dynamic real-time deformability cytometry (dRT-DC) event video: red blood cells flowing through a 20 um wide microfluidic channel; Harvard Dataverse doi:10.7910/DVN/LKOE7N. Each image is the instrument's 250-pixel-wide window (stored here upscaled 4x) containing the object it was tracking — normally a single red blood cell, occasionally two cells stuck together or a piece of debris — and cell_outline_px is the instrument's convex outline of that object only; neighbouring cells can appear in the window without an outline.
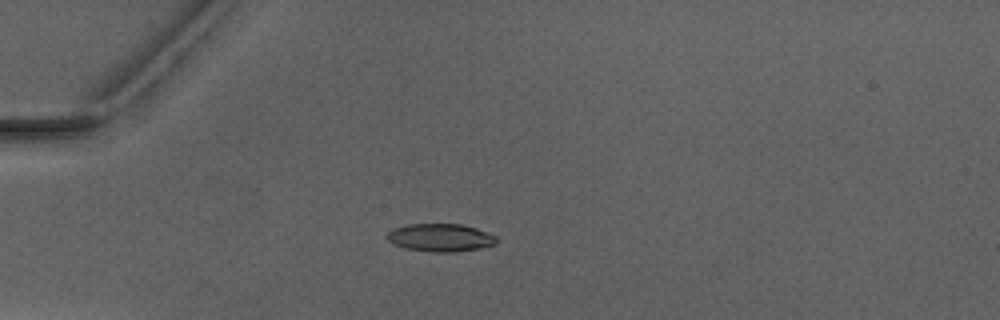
{"species": "Egyptian fruit bat (a non-hibernating species)", "species_latin": "Rousettus aegyptiacus", "temperature_condition": "warm", "stored_images_in_passage": 5, "camera_frame_rate_fps": 3000, "um_per_image_px": 0.085, "animal": {"sex": "male"}, "frame": {"image": 1, "passage_image": 2, "time_ms": 1.333, "image_size_px": [1000, 320], "cell_outline_px": [[500, 240], [496, 244], [480, 248], [452, 252], [436, 252], [408, 248], [392, 244], [384, 236], [392, 228], [408, 224], [460, 224], [476, 228], [496, 236]], "centroid_in_image_um": [37.43, 20.19], "position_along_channel_um": 47.6, "area_um2": 17.8}}
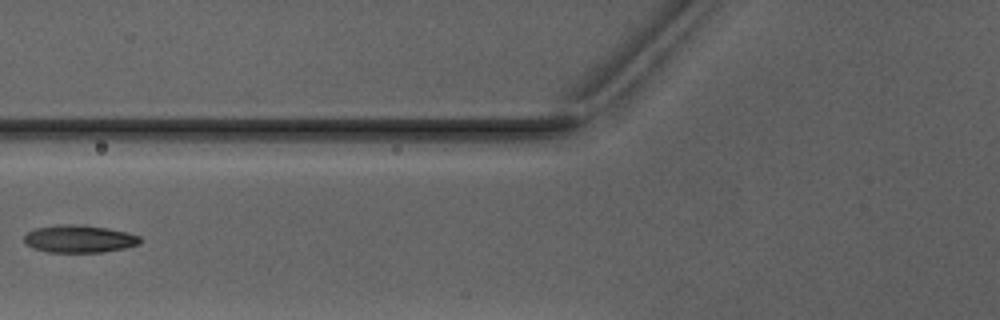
{"frame": {"image": 2, "passage_image": 4, "time_ms": 3.667, "image_size_px": [1000, 320], "cell_outline_px": [[140, 244], [124, 248], [100, 252], [48, 252], [24, 244], [24, 236], [28, 232], [36, 228], [60, 224], [80, 224], [108, 228], [128, 232], [140, 236]], "centroid_in_image_um": [6.74, 20.29], "position_along_channel_um": 119.1, "area_um2": 18.61}}
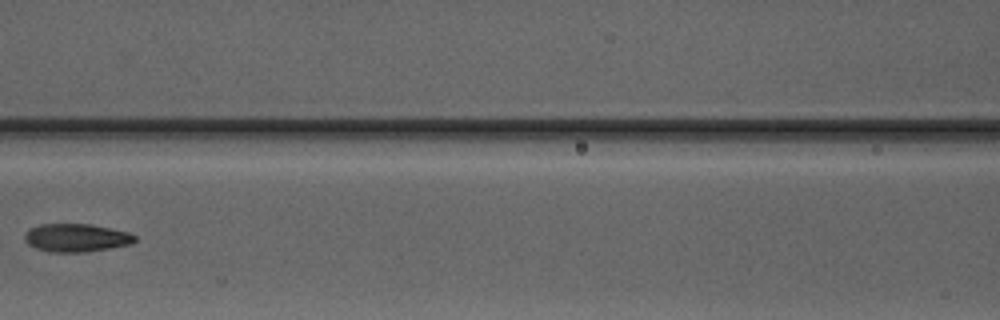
{"frame": {"image": 3, "passage_image": 5, "time_ms": 4.667, "image_size_px": [1000, 320], "cell_outline_px": [[136, 240], [128, 244], [108, 248], [84, 252], [48, 252], [36, 248], [28, 244], [24, 240], [24, 236], [28, 228], [40, 224], [92, 224], [128, 232], [136, 236]], "centroid_in_image_um": [6.43, 20.2], "position_along_channel_um": 160.2, "area_um2": 18.03}}